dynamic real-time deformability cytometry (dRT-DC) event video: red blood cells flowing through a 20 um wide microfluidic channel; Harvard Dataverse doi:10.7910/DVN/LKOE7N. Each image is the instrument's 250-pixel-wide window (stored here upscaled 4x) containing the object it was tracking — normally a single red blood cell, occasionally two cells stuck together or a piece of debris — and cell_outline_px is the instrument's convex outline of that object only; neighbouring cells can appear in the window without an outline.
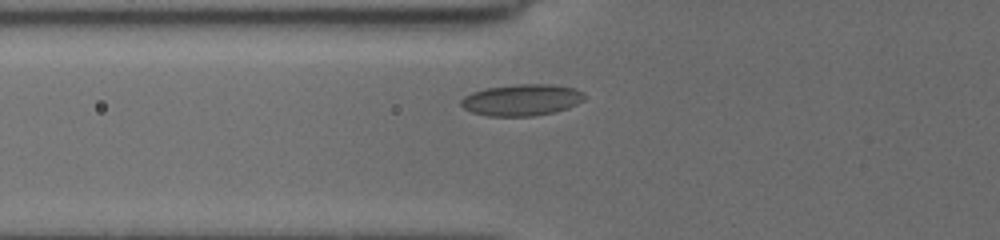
{"species": "common noctule bat (a hibernating species)", "species_latin": "Nyctalus noctula", "temperature_condition": "cold", "stored_images_in_passage": 21, "camera_frame_rate_fps": 3000, "um_per_image_px": 0.085, "animal": {"sex": "female", "body_mass_g": 19.5, "forearm_length_mm": 54.1}, "frame": {"image": 1, "passage_image": 21, "time_ms": 6.667, "image_size_px": [1000, 240], "cell_outline_px": [[584, 100], [568, 108], [552, 112], [532, 116], [488, 116], [472, 112], [464, 108], [460, 104], [460, 100], [464, 96], [472, 92], [488, 88], [516, 84], [552, 84], [572, 88], [584, 92]], "centroid_in_image_um": [44.33, 8.49], "position_along_channel_um": 81.5, "area_um2": 22.54}}